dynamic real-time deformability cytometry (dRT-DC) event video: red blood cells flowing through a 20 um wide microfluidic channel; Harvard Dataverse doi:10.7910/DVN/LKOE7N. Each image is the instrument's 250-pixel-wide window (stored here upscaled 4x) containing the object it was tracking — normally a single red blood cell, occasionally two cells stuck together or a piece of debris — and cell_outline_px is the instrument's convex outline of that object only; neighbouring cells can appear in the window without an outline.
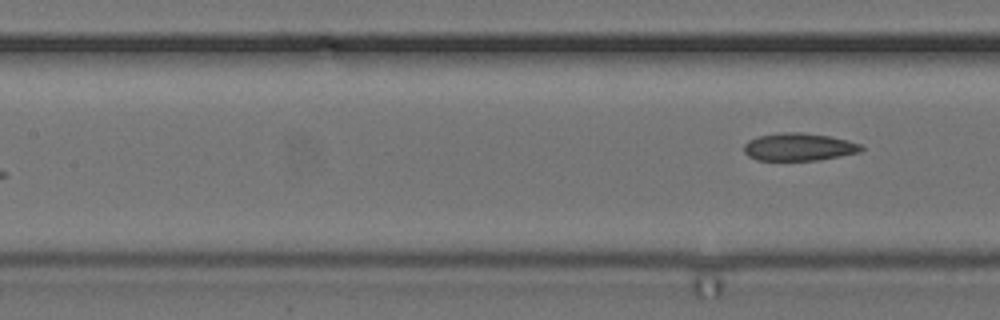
{"species": "common noctule bat (a hibernating species)", "species_latin": "Nyctalus noctula", "temperature_condition": "cold", "stored_images_in_passage": 8, "camera_frame_rate_fps": 3000, "um_per_image_px": 0.085, "animal": {"sex": "female", "body_mass_g": 24.6, "forearm_length_mm": 56.2}, "frame": {"image": 1, "passage_image": 8, "time_ms": 2.333, "image_size_px": [1000, 320], "cell_outline_px": [[864, 148], [860, 152], [820, 160], [756, 160], [748, 156], [744, 152], [744, 144], [748, 140], [760, 136], [784, 132], [800, 132], [828, 136], [848, 140], [860, 144]], "centroid_in_image_um": [67.9, 12.49], "position_along_channel_um": 139.5, "area_um2": 18.84}}